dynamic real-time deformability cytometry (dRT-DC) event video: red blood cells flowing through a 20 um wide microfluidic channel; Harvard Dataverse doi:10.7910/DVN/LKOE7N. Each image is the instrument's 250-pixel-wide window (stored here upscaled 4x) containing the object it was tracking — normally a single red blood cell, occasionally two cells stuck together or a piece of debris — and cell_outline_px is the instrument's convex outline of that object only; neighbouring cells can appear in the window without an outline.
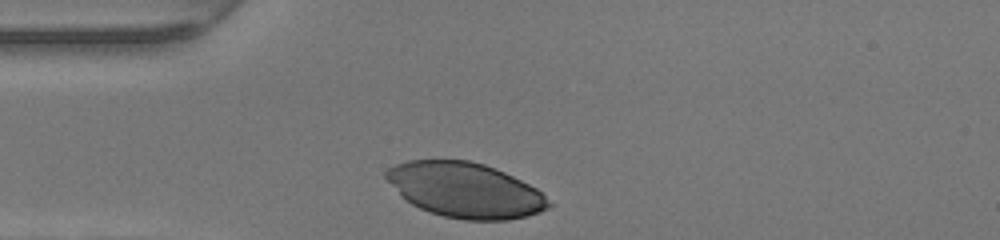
{"species": "human", "species_latin": "Homo sapiens", "temperature_condition": "warm", "stored_images_in_passage": 26, "camera_frame_rate_fps": 3000, "um_per_image_px": 0.085, "donor": {"sex": "female"}, "frame": {"image": 1, "passage_image": 1, "time_ms": 0.0, "image_size_px": [1000, 240], "cell_outline_px": [[552, 204], [548, 208], [540, 212], [508, 220], [464, 220], [444, 216], [428, 212], [412, 204], [400, 196], [384, 176], [384, 172], [388, 168], [396, 164], [408, 160], [468, 160], [484, 164], [496, 168], [536, 188]], "centroid_in_image_um": [39.5, 16.15], "position_along_channel_um": 45.5, "area_um2": 51.96}}
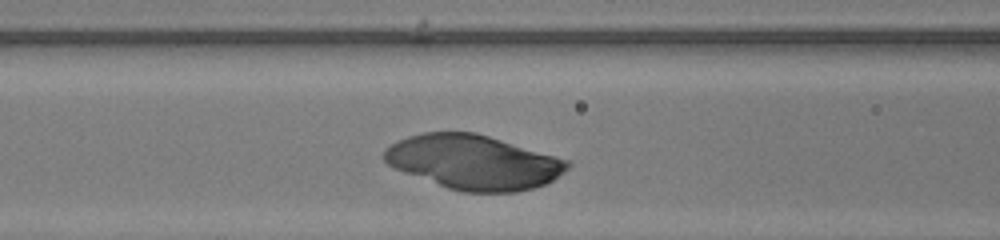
{"frame": {"image": 2, "passage_image": 8, "time_ms": 2.333, "image_size_px": [1000, 240], "cell_outline_px": [[572, 164], [568, 168], [552, 180], [544, 184], [532, 188], [516, 192], [464, 192], [448, 188], [396, 168], [388, 164], [384, 160], [384, 148], [396, 140], [408, 136], [424, 132], [476, 132], [568, 160]], "centroid_in_image_um": [40.23, 13.77], "position_along_channel_um": 126.4, "area_um2": 57.51}}
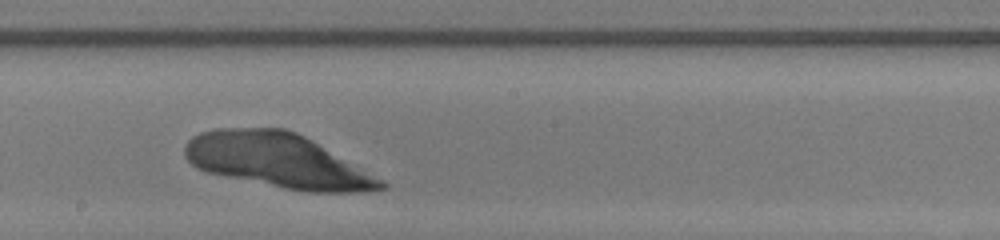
{"frame": {"image": 3, "passage_image": 15, "time_ms": 4.667, "image_size_px": [1000, 240], "cell_outline_px": [[388, 188], [368, 192], [308, 192], [284, 188], [224, 176], [208, 172], [196, 168], [184, 156], [184, 144], [192, 136], [200, 132], [216, 128], [284, 128], [296, 132], [304, 136], [384, 180], [388, 184]], "centroid_in_image_um": [23.59, 13.66], "position_along_channel_um": 224.6, "area_um2": 62.08}}